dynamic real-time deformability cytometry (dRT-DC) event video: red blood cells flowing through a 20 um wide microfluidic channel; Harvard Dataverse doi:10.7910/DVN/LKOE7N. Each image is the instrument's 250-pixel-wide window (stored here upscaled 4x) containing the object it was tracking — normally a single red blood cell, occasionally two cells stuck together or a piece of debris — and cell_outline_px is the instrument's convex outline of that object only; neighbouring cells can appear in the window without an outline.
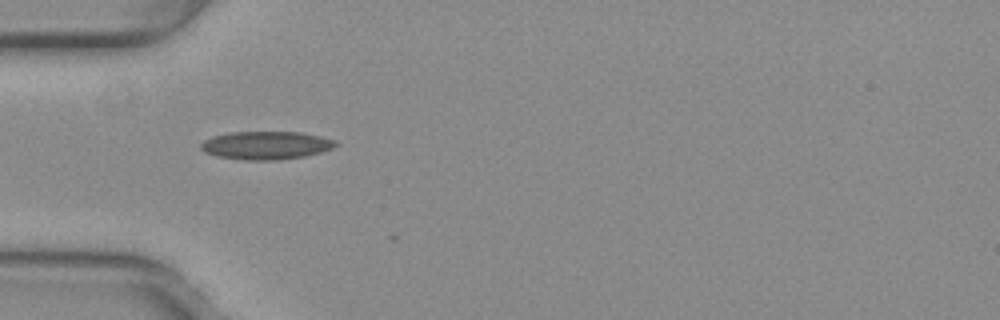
{"species": "common noctule bat (a hibernating species)", "species_latin": "Nyctalus noctula", "temperature_condition": "warm", "stored_images_in_passage": 2, "camera_frame_rate_fps": 3000, "um_per_image_px": 0.085, "animal": {"sex": "female", "body_mass_g": 29.2, "forearm_length_mm": 56.3}, "frame": {"image": 1, "passage_image": 1, "time_ms": 0.0, "image_size_px": [1000, 320], "cell_outline_px": [[340, 144], [332, 148], [320, 152], [304, 156], [276, 160], [244, 160], [216, 156], [204, 152], [200, 148], [200, 144], [204, 140], [212, 136], [232, 132], [300, 132], [320, 136], [336, 140]], "centroid_in_image_um": [22.61, 12.35], "position_along_channel_um": 62.4, "area_um2": 22.14}}